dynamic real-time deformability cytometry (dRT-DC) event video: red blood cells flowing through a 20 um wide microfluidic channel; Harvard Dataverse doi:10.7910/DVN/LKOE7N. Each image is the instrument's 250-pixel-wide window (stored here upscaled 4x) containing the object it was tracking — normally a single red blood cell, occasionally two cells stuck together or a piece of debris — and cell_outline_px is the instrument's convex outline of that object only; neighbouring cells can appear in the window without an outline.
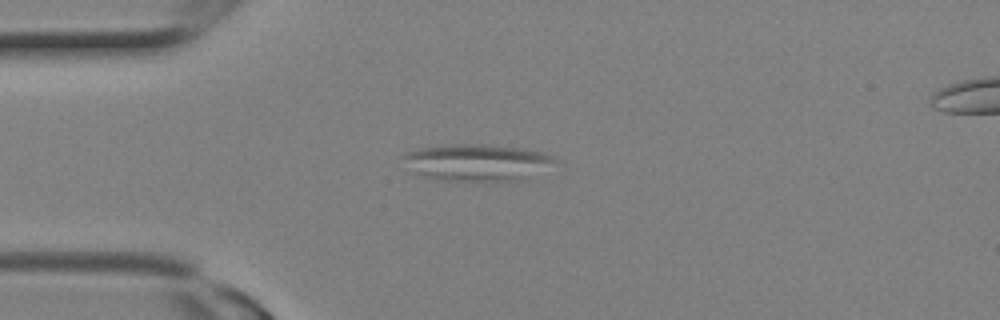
{"species": "Egyptian fruit bat (a non-hibernating species)", "species_latin": "Rousettus aegyptiacus", "temperature_condition": "room temperature", "stored_images_in_passage": 10, "camera_frame_rate_fps": 3000, "um_per_image_px": 0.085, "animal": {"sex": "female"}, "frame": {"image": 1, "passage_image": 1, "time_ms": 0.0, "image_size_px": [1000, 320], "cell_outline_px": [[556, 160], [532, 180], [484, 184], [436, 180], [420, 176], [400, 156], [404, 152], [424, 148], [456, 144], [480, 144], [520, 148], [544, 152], [556, 156]], "centroid_in_image_um": [40.64, 13.88], "position_along_channel_um": 44.4, "area_um2": 33.87}}
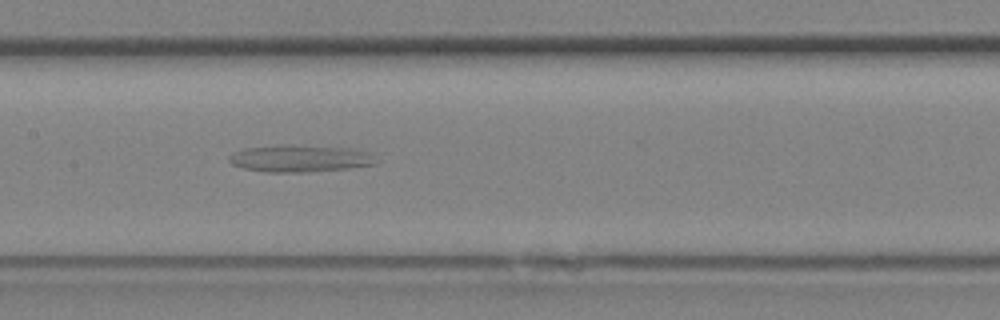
{"frame": {"image": 2, "passage_image": 7, "time_ms": 2.0, "image_size_px": [1000, 320], "cell_outline_px": [[376, 164], [348, 168], [300, 172], [268, 172], [244, 168], [232, 164], [228, 160], [228, 156], [232, 152], [244, 148], [280, 144], [292, 144], [352, 148], [372, 152]], "centroid_in_image_um": [25.48, 13.44], "position_along_channel_um": 181.9, "area_um2": 23.41}}
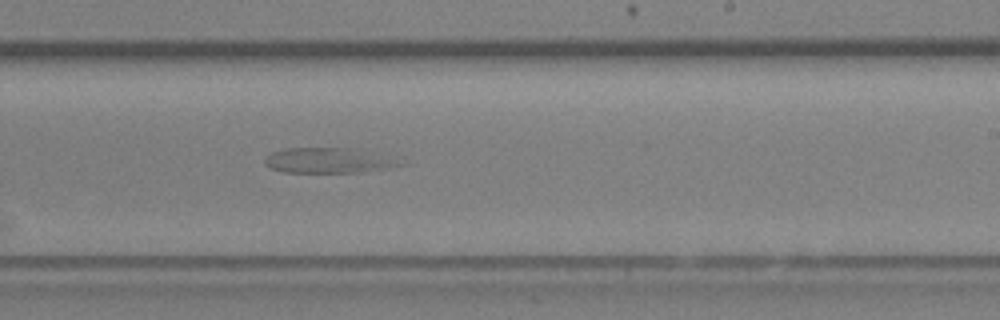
{"frame": {"image": 3, "passage_image": 10, "time_ms": 3.0, "image_size_px": [1000, 320], "cell_outline_px": [[408, 164], [364, 172], [284, 172], [272, 168], [264, 164], [264, 160], [272, 152], [284, 148], [348, 148]], "centroid_in_image_um": [27.77, 13.65], "position_along_channel_um": 261.2, "area_um2": 19.07}}